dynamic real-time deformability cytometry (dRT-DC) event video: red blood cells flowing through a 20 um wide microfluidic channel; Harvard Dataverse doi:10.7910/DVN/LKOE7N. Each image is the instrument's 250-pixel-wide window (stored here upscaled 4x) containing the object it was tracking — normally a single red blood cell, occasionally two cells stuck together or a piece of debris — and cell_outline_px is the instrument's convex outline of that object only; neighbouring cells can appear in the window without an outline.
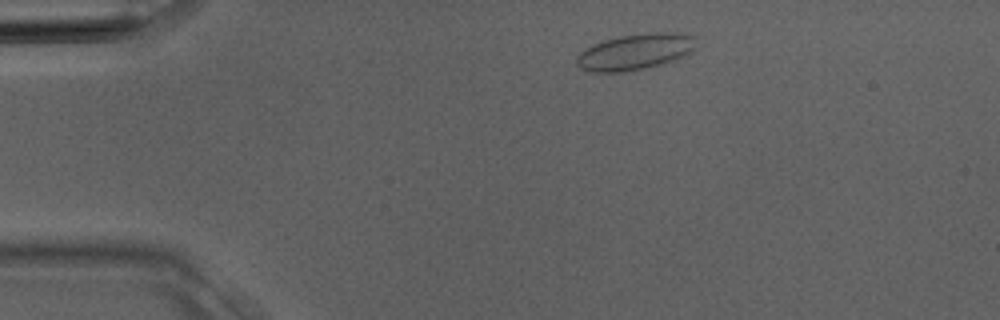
{"species": "Egyptian fruit bat (a non-hibernating species)", "species_latin": "Rousettus aegyptiacus", "temperature_condition": "room temperature", "stored_images_in_passage": 3, "camera_frame_rate_fps": 3000, "um_per_image_px": 0.085, "animal": {"sex": "male"}, "frame": {"image": 1, "passage_image": 1, "time_ms": 0.0, "image_size_px": [1000, 320], "cell_outline_px": [[696, 36], [692, 52], [676, 60], [644, 68], [620, 72], [588, 72], [580, 68], [576, 64], [576, 56], [584, 48], [592, 44], [604, 40], [620, 36], [652, 32], [676, 32]], "centroid_in_image_um": [53.96, 4.4], "position_along_channel_um": 31.0, "area_um2": 25.26}}